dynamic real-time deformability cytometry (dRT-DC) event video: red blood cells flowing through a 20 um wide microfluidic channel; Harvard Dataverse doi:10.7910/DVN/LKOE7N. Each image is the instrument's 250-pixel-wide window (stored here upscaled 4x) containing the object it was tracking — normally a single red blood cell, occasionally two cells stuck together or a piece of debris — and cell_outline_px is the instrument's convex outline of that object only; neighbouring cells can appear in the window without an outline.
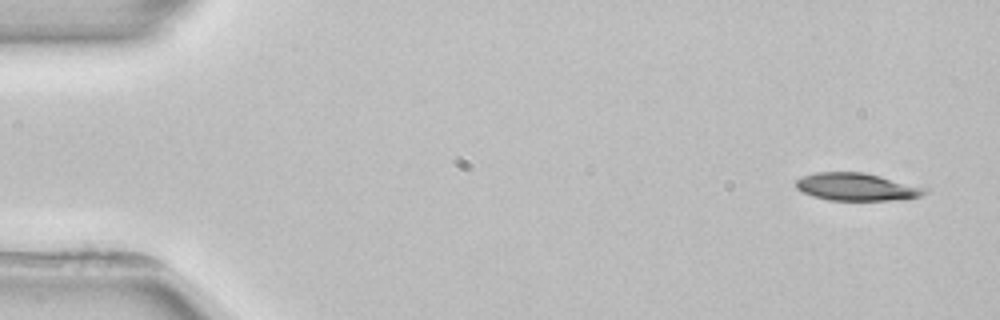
{"species": "common noctule bat (a hibernating species)", "species_latin": "Nyctalus noctula", "temperature_condition": "room temperature", "stored_images_in_passage": 4, "camera_frame_rate_fps": 3000, "um_per_image_px": 0.085, "animal": {"sex": "female", "body_mass_g": 22.7, "forearm_length_mm": 54.2}, "frame": {"image": 1, "passage_image": 1, "time_ms": 0.0, "image_size_px": [1000, 320], "cell_outline_px": [[924, 192], [920, 196], [904, 200], [828, 200], [812, 196], [796, 188], [796, 180], [804, 176], [816, 172], [864, 172], [880, 176], [924, 188]], "centroid_in_image_um": [72.76, 15.89], "position_along_channel_um": 12.2, "area_um2": 20.4}}
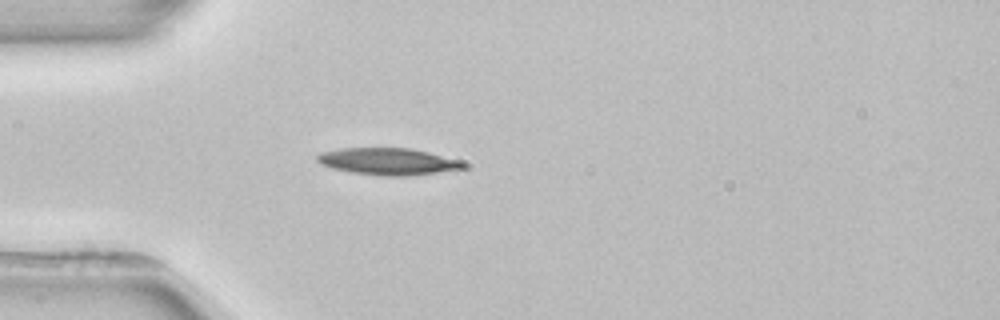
{"frame": {"image": 2, "passage_image": 4, "time_ms": 4.0, "image_size_px": [1000, 320], "cell_outline_px": [[464, 168], [408, 176], [380, 176], [352, 172], [332, 168], [320, 164], [316, 160], [316, 156], [320, 152], [344, 148], [412, 148], [428, 152], [456, 160], [464, 164]], "centroid_in_image_um": [32.89, 13.72], "position_along_channel_um": 52.1, "area_um2": 22.6}}